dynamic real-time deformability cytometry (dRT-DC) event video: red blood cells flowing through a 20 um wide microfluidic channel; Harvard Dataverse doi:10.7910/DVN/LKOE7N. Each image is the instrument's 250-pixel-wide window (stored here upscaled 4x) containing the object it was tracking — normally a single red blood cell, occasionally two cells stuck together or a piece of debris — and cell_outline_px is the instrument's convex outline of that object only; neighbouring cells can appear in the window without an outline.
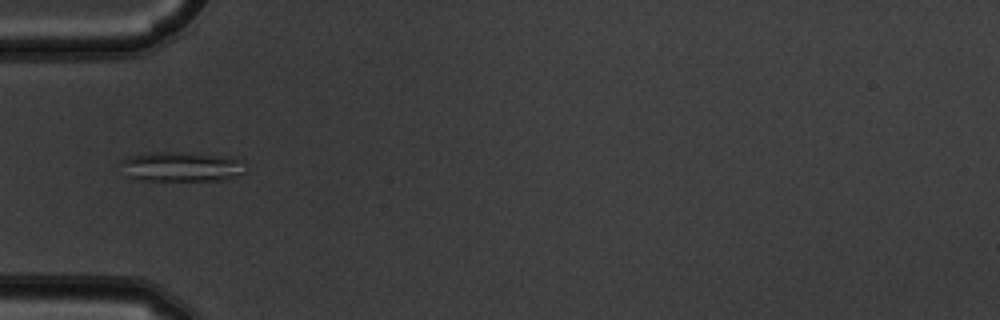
{"species": "common noctule bat (a hibernating species)", "species_latin": "Nyctalus noctula", "temperature_condition": "warm", "stored_images_in_passage": 8, "camera_frame_rate_fps": 3000, "um_per_image_px": 0.085, "animal": {"sex": "male", "body_mass_g": 19.5, "forearm_length_mm": 54.6}, "frame": {"image": 1, "passage_image": 5, "time_ms": 1.333, "image_size_px": [1000, 320], "cell_outline_px": [[244, 172], [228, 180], [140, 180], [124, 176], [120, 160], [128, 156], [148, 152], [196, 152], [244, 160]], "centroid_in_image_um": [15.38, 14.16], "position_along_channel_um": 69.6, "area_um2": 22.02}}
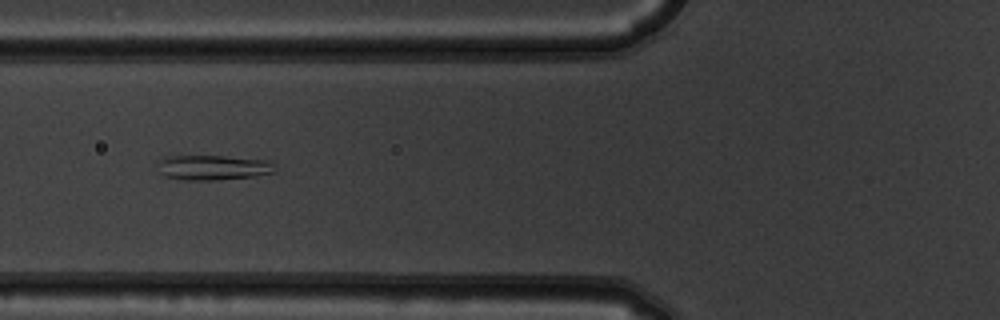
{"frame": {"image": 2, "passage_image": 6, "time_ms": 1.667, "image_size_px": [1000, 320], "cell_outline_px": [[276, 172], [256, 176], [220, 180], [180, 180], [164, 176], [160, 172], [156, 160], [164, 156], [224, 156], [268, 160], [276, 168]], "centroid_in_image_um": [18.07, 14.24], "position_along_channel_um": 107.7, "area_um2": 17.4}}